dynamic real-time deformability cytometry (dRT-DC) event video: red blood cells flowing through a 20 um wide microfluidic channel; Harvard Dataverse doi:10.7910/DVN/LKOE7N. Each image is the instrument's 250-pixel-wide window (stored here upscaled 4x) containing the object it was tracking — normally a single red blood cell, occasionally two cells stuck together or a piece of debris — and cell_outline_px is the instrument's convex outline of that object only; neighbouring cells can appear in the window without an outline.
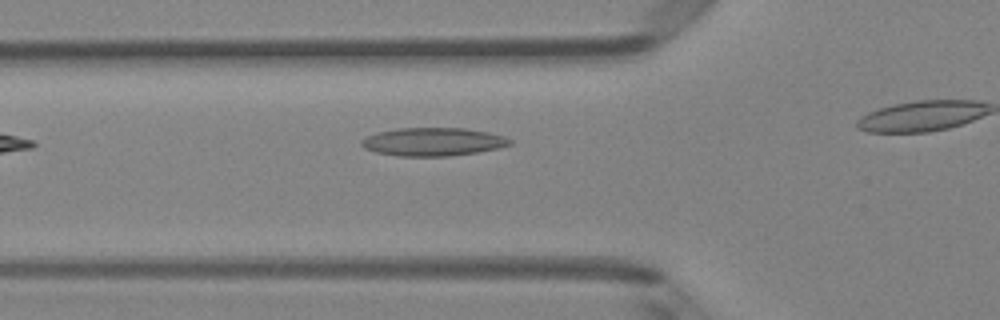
{"species": "Egyptian fruit bat (a non-hibernating species)", "species_latin": "Rousettus aegyptiacus", "temperature_condition": "room temperature", "stored_images_in_passage": 4, "camera_frame_rate_fps": 3000, "um_per_image_px": 0.085, "animal": {"sex": "female"}, "frame": {"image": 1, "passage_image": 3, "time_ms": 3.333, "image_size_px": [1000, 320], "cell_outline_px": [[512, 144], [500, 148], [476, 152], [448, 156], [400, 156], [376, 152], [364, 148], [360, 144], [360, 140], [368, 136], [380, 132], [396, 128], [464, 128], [488, 132], [504, 136], [512, 140]], "centroid_in_image_um": [36.82, 12.05], "position_along_channel_um": 89.0, "area_um2": 24.33}}